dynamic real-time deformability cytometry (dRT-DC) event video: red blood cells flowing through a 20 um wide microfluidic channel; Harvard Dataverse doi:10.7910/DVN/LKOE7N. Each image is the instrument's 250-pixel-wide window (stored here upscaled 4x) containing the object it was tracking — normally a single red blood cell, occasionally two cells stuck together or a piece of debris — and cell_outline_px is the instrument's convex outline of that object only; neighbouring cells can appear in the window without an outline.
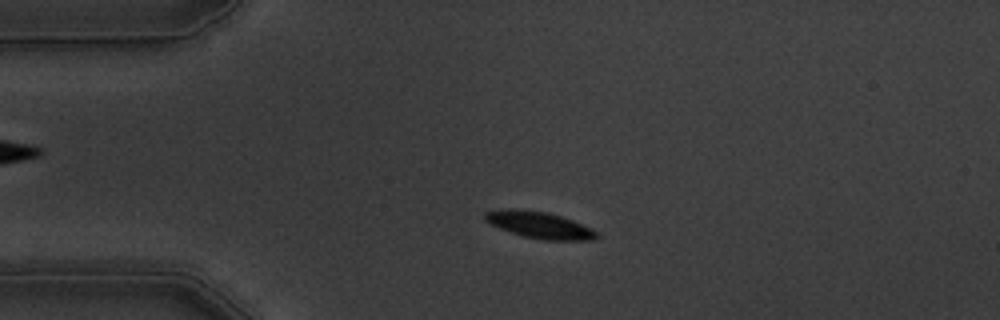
{"species": "common noctule bat (a hibernating species)", "species_latin": "Nyctalus noctula", "temperature_condition": "warm", "stored_images_in_passage": 49, "camera_frame_rate_fps": 3000, "um_per_image_px": 0.085, "animal": {"sex": "male", "body_mass_g": 19.5, "forearm_length_mm": 54.6}, "frame": {"image": 1, "passage_image": 5, "time_ms": 1.333, "image_size_px": [1000, 320], "cell_outline_px": [[600, 236], [592, 240], [544, 240], [524, 236], [500, 228], [484, 220], [484, 212], [500, 208], [512, 208], [548, 212], [572, 220], [592, 228]], "centroid_in_image_um": [45.84, 19.11], "position_along_channel_um": 39.2, "area_um2": 17.34}}
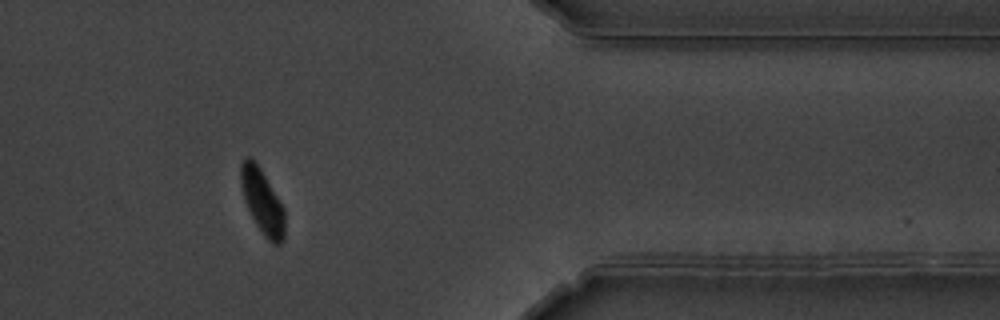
{"frame": {"image": 2, "passage_image": 39, "time_ms": 12.667, "image_size_px": [1000, 320], "cell_outline_px": [[284, 240], [280, 244], [272, 244], [264, 236], [256, 224], [244, 200], [240, 184], [240, 164], [248, 156], [260, 168], [284, 208]], "centroid_in_image_um": [22.29, 17.16], "position_along_channel_um": 389.1, "area_um2": 16.3}}
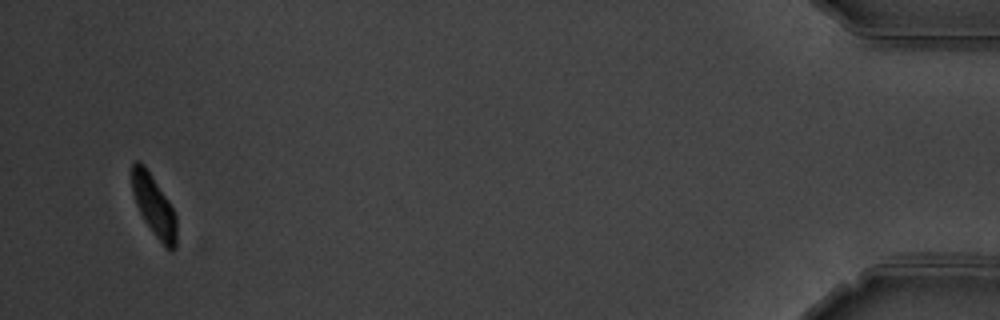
{"frame": {"image": 3, "passage_image": 47, "time_ms": 15.333, "image_size_px": [1000, 320], "cell_outline_px": [[176, 248], [172, 252], [168, 252], [144, 220], [136, 204], [132, 192], [132, 164], [136, 160], [140, 160], [144, 164], [168, 200], [176, 216]], "centroid_in_image_um": [13.09, 17.51], "position_along_channel_um": 422.1, "area_um2": 15.84}, "authors_computed_cell_mechanics": {"area_um2": 17.5134, "velocity_mm_per_s": 3.5139, "shape_relaxation_time_tau1_ms": 2.0809, "shape_relaxation_time_tau2_ms": null, "deformation_change_tau1": 0.128, "deformation_change_tau2": null}}